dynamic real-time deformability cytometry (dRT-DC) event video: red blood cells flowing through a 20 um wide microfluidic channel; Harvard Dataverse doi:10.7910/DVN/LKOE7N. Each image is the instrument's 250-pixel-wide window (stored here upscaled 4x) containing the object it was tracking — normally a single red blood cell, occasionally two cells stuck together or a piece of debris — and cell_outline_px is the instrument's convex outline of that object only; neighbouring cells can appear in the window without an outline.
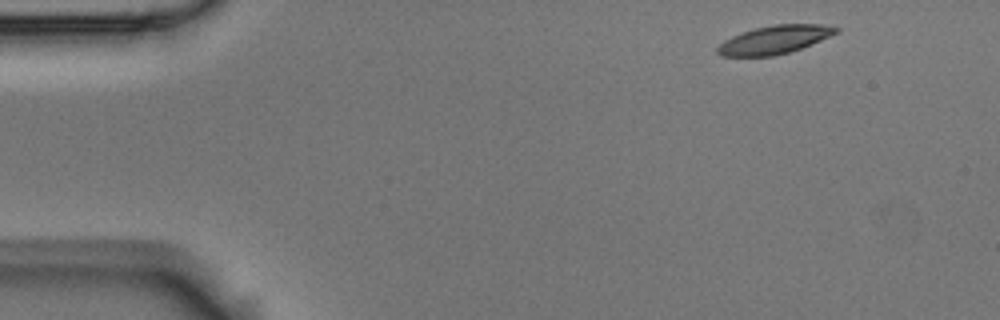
{"species": "Egyptian fruit bat (a non-hibernating species)", "species_latin": "Rousettus aegyptiacus", "temperature_condition": "room temperature", "stored_images_in_passage": 4, "camera_frame_rate_fps": 3000, "um_per_image_px": 0.085, "animal": {"sex": "male"}, "frame": {"image": 1, "passage_image": 1, "time_ms": 0.0, "image_size_px": [1000, 320], "cell_outline_px": [[840, 32], [812, 44], [788, 52], [772, 56], [720, 56], [716, 52], [716, 48], [724, 40], [732, 36], [756, 28], [776, 24], [820, 24], [840, 28]], "centroid_in_image_um": [65.85, 3.37], "position_along_channel_um": 19.2, "area_um2": 19.42}}